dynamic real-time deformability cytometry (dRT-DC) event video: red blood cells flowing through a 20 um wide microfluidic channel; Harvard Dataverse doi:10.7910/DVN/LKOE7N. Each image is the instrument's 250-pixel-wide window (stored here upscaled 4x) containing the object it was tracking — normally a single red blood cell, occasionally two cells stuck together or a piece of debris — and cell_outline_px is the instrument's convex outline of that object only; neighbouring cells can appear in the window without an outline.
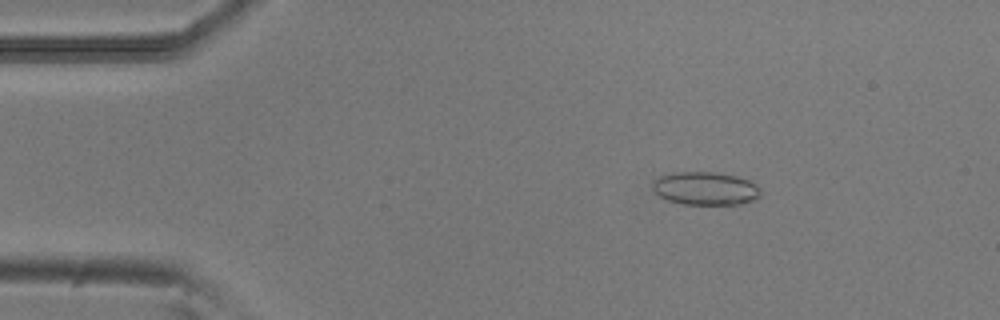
{"species": "common noctule bat (a hibernating species)", "species_latin": "Nyctalus noctula", "temperature_condition": "room temperature", "stored_images_in_passage": 5, "camera_frame_rate_fps": 3000, "um_per_image_px": 0.085, "animal": {"sex": "male", "body_mass_g": 20.5, "forearm_length_mm": 52.5}, "frame": {"image": 1, "passage_image": 3, "time_ms": 0.667, "image_size_px": [1000, 320], "cell_outline_px": [[760, 196], [756, 200], [740, 204], [684, 204], [668, 200], [660, 196], [652, 188], [652, 184], [660, 176], [676, 172], [712, 172], [736, 176], [752, 180], [760, 188]], "centroid_in_image_um": [60.01, 16.02], "position_along_channel_um": 25.0, "area_um2": 20.87}}